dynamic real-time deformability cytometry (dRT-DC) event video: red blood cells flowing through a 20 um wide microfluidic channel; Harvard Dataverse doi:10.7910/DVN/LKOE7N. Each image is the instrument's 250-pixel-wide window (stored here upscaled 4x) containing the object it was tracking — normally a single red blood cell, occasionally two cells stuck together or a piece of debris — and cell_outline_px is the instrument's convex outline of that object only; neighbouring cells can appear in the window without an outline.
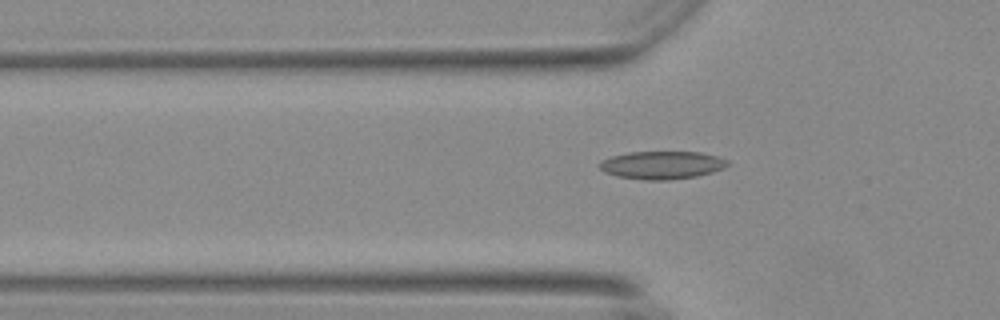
{"species": "Egyptian fruit bat (a non-hibernating species)", "species_latin": "Rousettus aegyptiacus", "temperature_condition": "warm", "stored_images_in_passage": 36, "camera_frame_rate_fps": 3000, "um_per_image_px": 0.085, "animal": {"sex": "female"}, "frame": {"image": 1, "passage_image": 5, "time_ms": 1.333, "image_size_px": [1000, 320], "cell_outline_px": [[728, 164], [724, 168], [712, 172], [696, 176], [668, 180], [644, 180], [620, 176], [604, 172], [596, 164], [600, 160], [612, 156], [628, 152], [700, 152], [716, 156], [728, 160]], "centroid_in_image_um": [56.23, 14.03], "position_along_channel_um": 69.6, "area_um2": 20.81}}
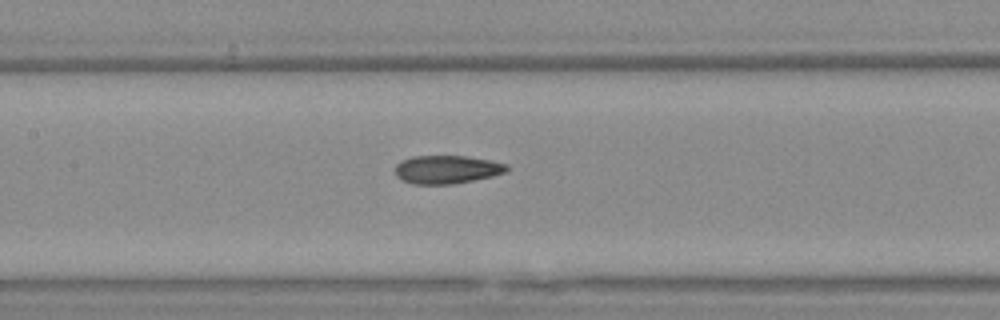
{"frame": {"image": 2, "passage_image": 13, "time_ms": 4.0, "image_size_px": [1000, 320], "cell_outline_px": [[508, 172], [492, 176], [452, 184], [416, 184], [400, 180], [396, 176], [396, 164], [400, 160], [412, 156], [464, 156], [488, 160], [508, 164]], "centroid_in_image_um": [37.96, 14.4], "position_along_channel_um": 169.4, "area_um2": 18.38}}
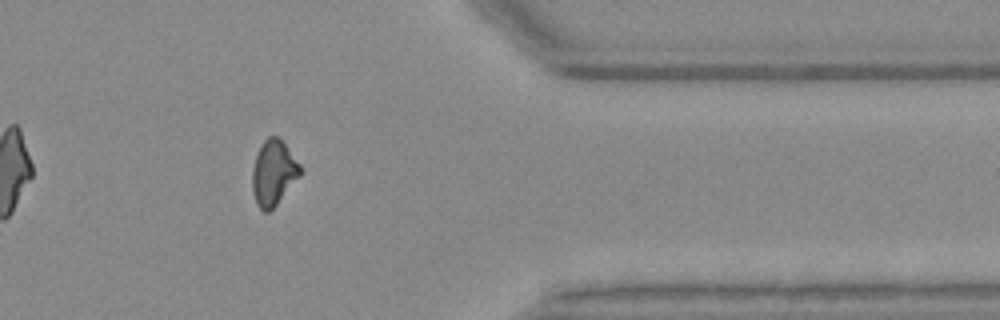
{"frame": {"image": 3, "passage_image": 32, "time_ms": 10.333, "image_size_px": [1000, 320], "cell_outline_px": [[300, 176], [276, 204], [268, 212], [264, 212], [256, 204], [252, 192], [252, 168], [256, 156], [264, 140], [268, 136], [276, 136], [284, 144], [300, 164]], "centroid_in_image_um": [23.22, 14.71], "position_along_channel_um": 388.2, "area_um2": 17.86}, "authors_computed_cell_mechanics": {"area_um2": 18.4671, "velocity_mm_per_s": 3.7235, "shape_relaxation_time_tau1_ms": null, "shape_relaxation_time_tau2_ms": 3.2624, "deformation_change_tau1": null, "deformation_change_tau2": 0.0995}}